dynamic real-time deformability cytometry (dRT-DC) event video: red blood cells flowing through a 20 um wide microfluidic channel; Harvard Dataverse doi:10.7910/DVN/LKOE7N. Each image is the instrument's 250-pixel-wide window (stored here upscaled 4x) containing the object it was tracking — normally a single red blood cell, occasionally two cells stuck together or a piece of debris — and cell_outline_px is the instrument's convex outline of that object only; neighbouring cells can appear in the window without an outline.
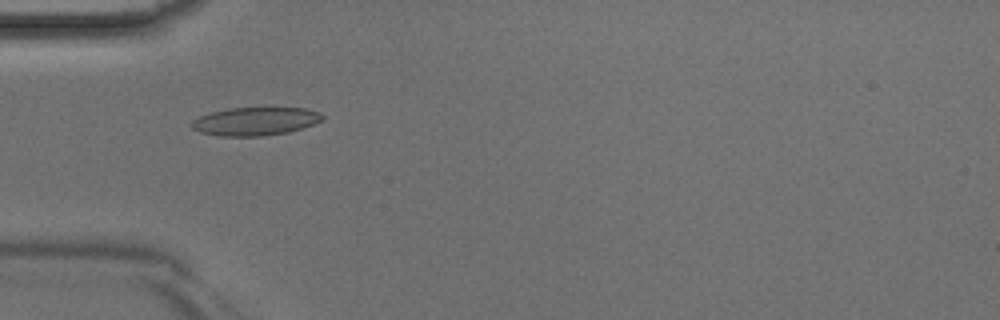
{"species": "Egyptian fruit bat (a non-hibernating species)", "species_latin": "Rousettus aegyptiacus", "temperature_condition": "room temperature", "stored_images_in_passage": 44, "camera_frame_rate_fps": 3000, "um_per_image_px": 0.085, "animal": {"sex": "male"}, "frame": {"image": 1, "passage_image": 14, "time_ms": 4.333, "image_size_px": [1000, 320], "cell_outline_px": [[324, 116], [320, 120], [312, 124], [288, 132], [260, 136], [220, 136], [200, 132], [192, 128], [192, 120], [200, 116], [212, 112], [228, 108], [304, 108], [320, 112]], "centroid_in_image_um": [21.67, 10.31], "position_along_channel_um": 63.3, "area_um2": 21.21}}
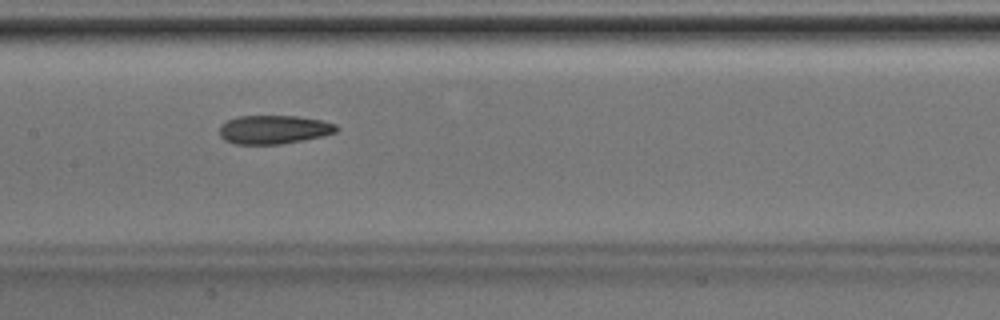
{"frame": {"image": 2, "passage_image": 22, "time_ms": 7.0, "image_size_px": [1000, 320], "cell_outline_px": [[340, 128], [336, 132], [320, 136], [280, 144], [236, 144], [224, 140], [220, 136], [220, 124], [236, 116], [296, 116], [320, 120], [336, 124]], "centroid_in_image_um": [23.24, 11.0], "position_along_channel_um": 184.2, "area_um2": 19.42}}
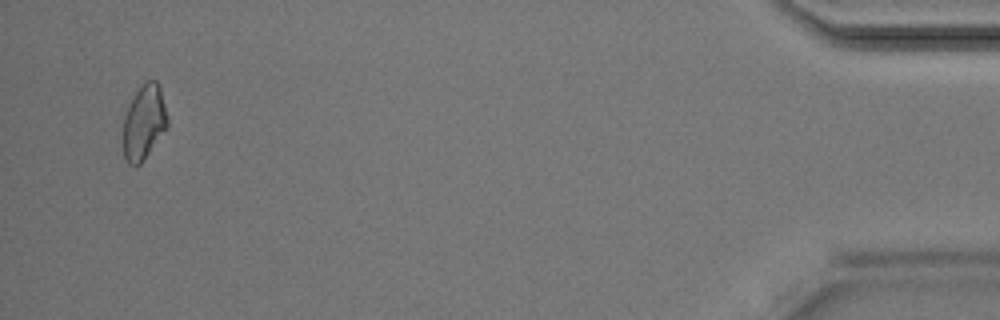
{"frame": {"image": 3, "passage_image": 43, "time_ms": 14.0, "image_size_px": [1000, 320], "cell_outline_px": [[168, 128], [140, 164], [136, 168], [128, 164], [124, 160], [124, 116], [140, 84], [148, 80], [156, 80], [160, 84], [168, 116]], "centroid_in_image_um": [12.27, 10.4], "position_along_channel_um": 422.9, "area_um2": 19.54}}